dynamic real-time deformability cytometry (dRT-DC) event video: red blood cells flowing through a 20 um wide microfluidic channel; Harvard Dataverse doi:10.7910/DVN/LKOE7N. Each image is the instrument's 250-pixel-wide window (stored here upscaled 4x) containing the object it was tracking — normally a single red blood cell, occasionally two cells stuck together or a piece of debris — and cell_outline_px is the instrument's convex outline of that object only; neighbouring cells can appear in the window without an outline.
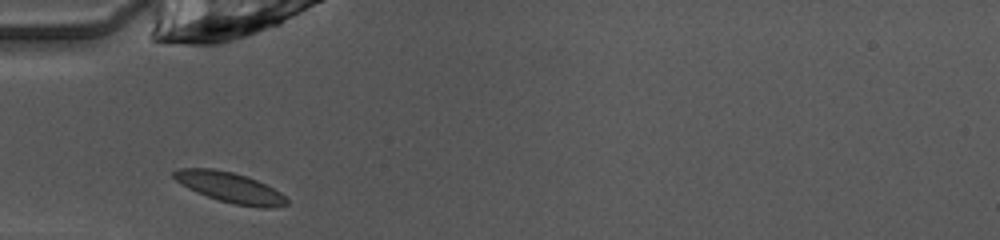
{"species": "common noctule bat (a hibernating species)", "species_latin": "Nyctalus noctula", "temperature_condition": "warm", "stored_images_in_passage": 28, "camera_frame_rate_fps": 3000, "um_per_image_px": 0.085, "animal": {"sex": "female", "body_mass_g": 10.0, "forearm_length_mm": 53.1}, "frame": {"image": 1, "passage_image": 1, "time_ms": 0.0, "image_size_px": [1000, 240], "cell_outline_px": [[288, 204], [268, 208], [260, 208], [232, 204], [196, 192], [188, 188], [176, 180], [172, 176], [172, 172], [180, 168], [212, 168], [232, 172], [248, 176], [280, 192], [288, 200]], "centroid_in_image_um": [19.54, 15.93], "position_along_channel_um": 65.5, "area_um2": 19.83}}
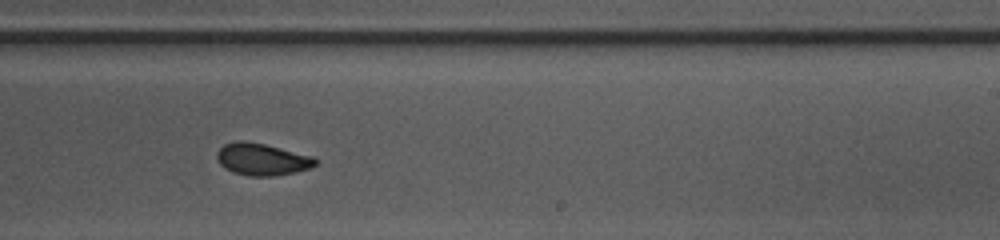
{"frame": {"image": 2, "passage_image": 16, "time_ms": 5.0, "image_size_px": [1000, 240], "cell_outline_px": [[316, 164], [308, 168], [296, 172], [272, 176], [248, 176], [232, 172], [224, 168], [220, 164], [216, 156], [216, 152], [224, 144], [236, 140], [244, 140], [264, 144], [312, 156], [316, 160]], "centroid_in_image_um": [22.21, 13.54], "position_along_channel_um": 266.8, "area_um2": 18.32}}
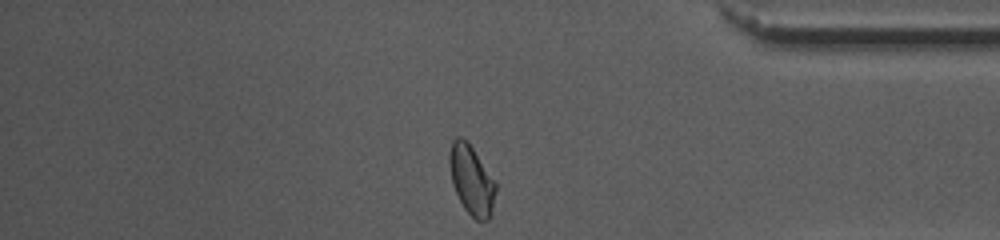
{"frame": {"image": 3, "passage_image": 27, "time_ms": 8.667, "image_size_px": [1000, 240], "cell_outline_px": [[496, 192], [492, 216], [488, 220], [476, 220], [464, 208], [452, 184], [448, 160], [448, 156], [452, 140], [456, 136], [460, 136], [472, 148], [496, 184]], "centroid_in_image_um": [40.07, 15.33], "position_along_channel_um": 395.1, "area_um2": 18.5}, "authors_computed_cell_mechanics": {"area_um2": 18.2359, "velocity_mm_per_s": 4.0398, "shape_relaxation_time_tau1_ms": 6.9395, "shape_relaxation_time_tau2_ms": 1.6441, "deformation_change_tau1": 0.1649, "deformation_change_tau2": 0.0606}}